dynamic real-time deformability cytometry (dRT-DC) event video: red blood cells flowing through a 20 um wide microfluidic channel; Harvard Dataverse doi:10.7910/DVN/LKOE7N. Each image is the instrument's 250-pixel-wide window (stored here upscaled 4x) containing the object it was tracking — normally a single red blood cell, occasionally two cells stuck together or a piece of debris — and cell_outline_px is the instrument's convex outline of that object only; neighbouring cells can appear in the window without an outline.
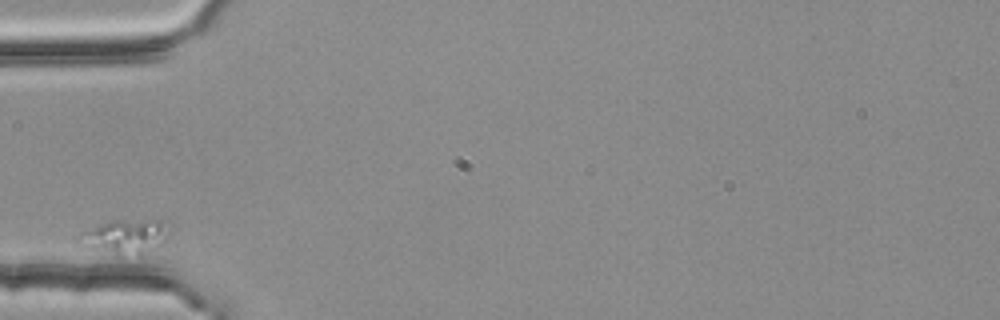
{"species": "common noctule bat (a hibernating species)", "species_latin": "Nyctalus noctula", "temperature_condition": "room temperature", "stored_images_in_passage": 30, "camera_frame_rate_fps": 3000, "um_per_image_px": 0.085, "animal": {"sex": "female", "body_mass_g": 25.1}, "frame": {"image": 1, "passage_image": 1, "time_ms": 0.0, "image_size_px": [1000, 320], "cell_outline_px": [[164, 240], [144, 256], [116, 256], [92, 248], [84, 240], [84, 232], [100, 224], [116, 220], [160, 220]], "centroid_in_image_um": [10.68, 20.16], "position_along_channel_um": 74.3, "area_um2": 16.82}}